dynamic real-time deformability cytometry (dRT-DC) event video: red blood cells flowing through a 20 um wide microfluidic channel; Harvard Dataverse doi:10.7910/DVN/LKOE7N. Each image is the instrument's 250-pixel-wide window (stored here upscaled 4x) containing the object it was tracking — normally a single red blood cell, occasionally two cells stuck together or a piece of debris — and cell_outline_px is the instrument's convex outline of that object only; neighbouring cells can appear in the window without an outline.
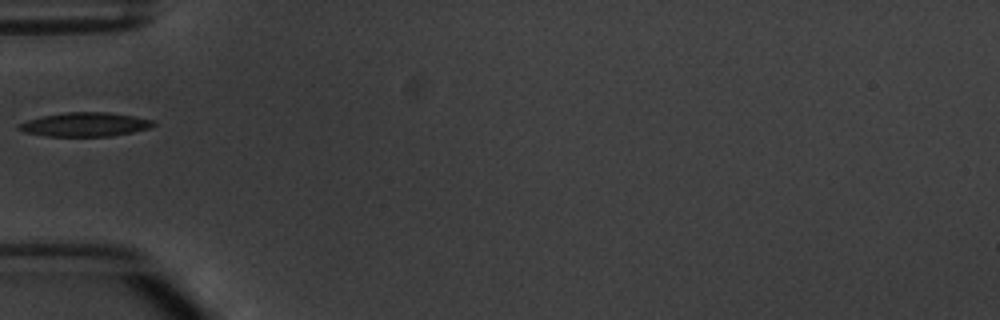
{"species": "common noctule bat (a hibernating species)", "species_latin": "Nyctalus noctula", "temperature_condition": "warm", "stored_images_in_passage": 1, "camera_frame_rate_fps": 3000, "um_per_image_px": 0.085, "animal": {"sex": "male", "body_mass_g": 20.1, "forearm_length_mm": 53.5}, "frame": {"image": 1, "passage_image": 1, "time_ms": 0.0, "image_size_px": [1000, 320], "cell_outline_px": [[156, 124], [152, 128], [112, 136], [44, 136], [24, 132], [16, 128], [16, 124], [40, 116], [64, 112], [108, 112], [156, 120]], "centroid_in_image_um": [7.22, 10.58], "position_along_channel_um": 77.8, "area_um2": 19.07}}